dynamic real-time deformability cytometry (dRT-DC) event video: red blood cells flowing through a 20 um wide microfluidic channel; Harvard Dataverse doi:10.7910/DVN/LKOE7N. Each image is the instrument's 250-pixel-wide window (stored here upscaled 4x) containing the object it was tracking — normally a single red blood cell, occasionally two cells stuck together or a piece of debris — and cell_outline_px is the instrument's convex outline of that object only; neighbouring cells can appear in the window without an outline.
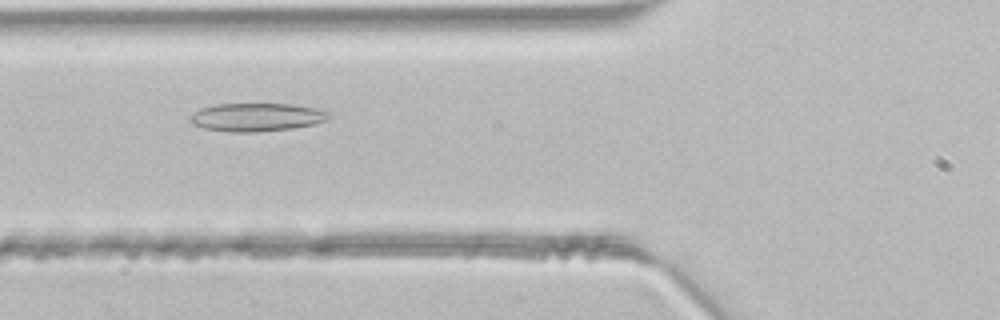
{"species": "common noctule bat (a hibernating species)", "species_latin": "Nyctalus noctula", "temperature_condition": "room temperature", "stored_images_in_passage": 35, "camera_frame_rate_fps": 3000, "um_per_image_px": 0.085, "animal": {"sex": "male", "body_mass_g": 21.5, "forearm_length_mm": 52.0}, "frame": {"image": 1, "passage_image": 6, "time_ms": 1.667, "image_size_px": [1000, 320], "cell_outline_px": [[332, 116], [328, 120], [316, 124], [292, 128], [256, 132], [228, 132], [204, 128], [192, 124], [188, 120], [188, 116], [200, 108], [216, 104], [292, 104], [316, 108], [328, 112]], "centroid_in_image_um": [21.8, 9.96], "position_along_channel_um": 104.0, "area_um2": 23.06}}
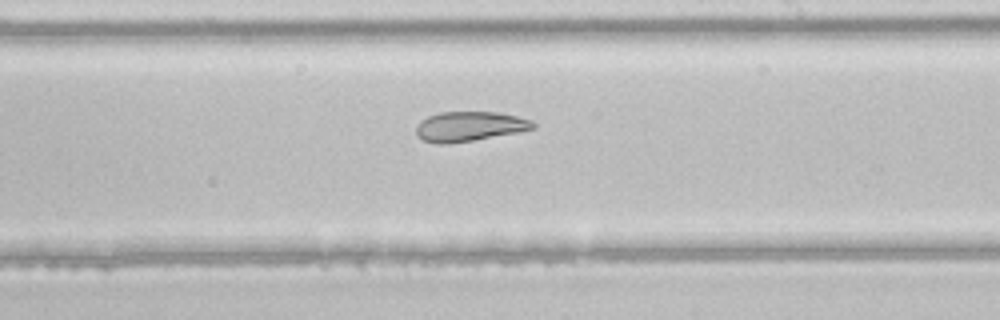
{"frame": {"image": 2, "passage_image": 16, "time_ms": 5.0, "image_size_px": [1000, 320], "cell_outline_px": [[536, 128], [516, 132], [472, 140], [448, 144], [436, 144], [424, 140], [416, 136], [416, 124], [420, 120], [428, 116], [440, 112], [500, 112], [532, 120], [536, 124]], "centroid_in_image_um": [39.87, 10.74], "position_along_channel_um": 249.1, "area_um2": 20.29}}
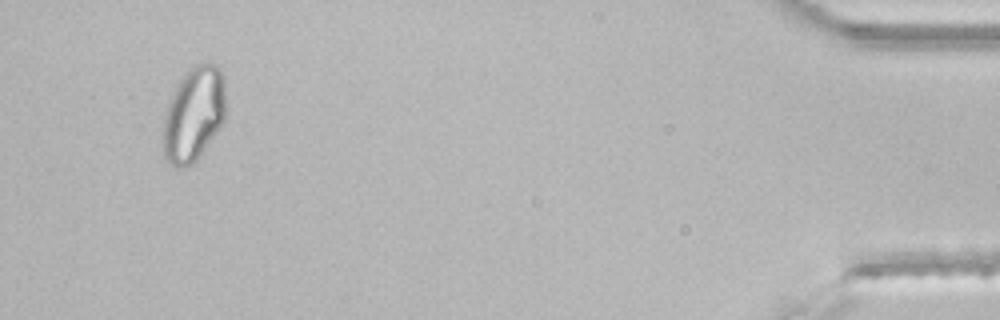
{"frame": {"image": 3, "passage_image": 33, "time_ms": 10.667, "image_size_px": [1000, 320], "cell_outline_px": [[224, 120], [220, 128], [196, 160], [192, 164], [184, 168], [180, 168], [164, 160], [164, 112], [176, 84], [184, 72], [192, 64], [204, 60], [220, 68], [224, 80]], "centroid_in_image_um": [16.45, 9.66], "position_along_channel_um": 418.7, "area_um2": 34.8}}